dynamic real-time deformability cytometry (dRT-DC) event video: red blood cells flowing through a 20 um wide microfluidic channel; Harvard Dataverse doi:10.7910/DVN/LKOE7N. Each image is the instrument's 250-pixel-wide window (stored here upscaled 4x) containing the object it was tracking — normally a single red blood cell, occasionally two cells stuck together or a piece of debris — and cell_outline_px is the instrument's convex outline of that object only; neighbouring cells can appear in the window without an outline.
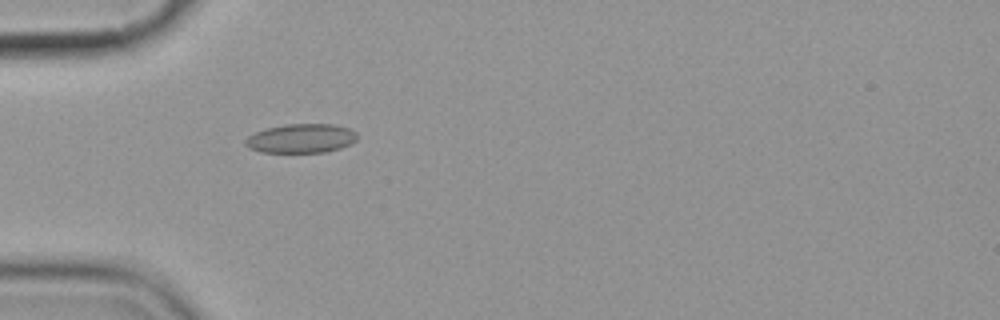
{"species": "common noctule bat (a hibernating species)", "species_latin": "Nyctalus noctula", "temperature_condition": "cold", "stored_images_in_passage": 6, "camera_frame_rate_fps": 3000, "um_per_image_px": 0.085, "animal": {"sex": "female", "body_mass_g": 19.9}, "frame": {"image": 1, "passage_image": 6, "time_ms": 5.667, "image_size_px": [1000, 320], "cell_outline_px": [[356, 140], [340, 148], [324, 152], [260, 152], [248, 148], [244, 144], [244, 140], [248, 136], [256, 132], [268, 128], [284, 124], [332, 124], [348, 128], [356, 132]], "centroid_in_image_um": [25.55, 11.76], "position_along_channel_um": 59.4, "area_um2": 18.84}}